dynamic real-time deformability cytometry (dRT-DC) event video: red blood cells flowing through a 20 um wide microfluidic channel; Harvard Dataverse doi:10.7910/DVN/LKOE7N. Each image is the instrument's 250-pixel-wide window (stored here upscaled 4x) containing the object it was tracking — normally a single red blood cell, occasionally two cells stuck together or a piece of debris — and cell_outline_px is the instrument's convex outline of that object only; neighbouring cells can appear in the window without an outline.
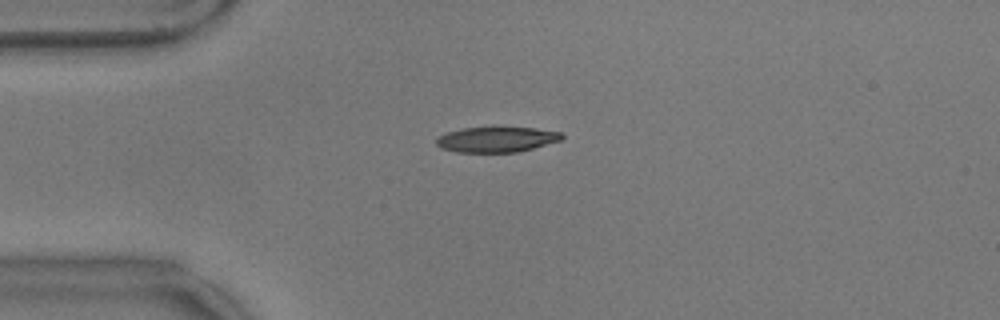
{"species": "common noctule bat (a hibernating species)", "species_latin": "Nyctalus noctula", "temperature_condition": "warm", "stored_images_in_passage": 58, "camera_frame_rate_fps": 3000, "um_per_image_px": 0.085, "animal": {"sex": "male", "body_mass_g": 17.9}, "frame": {"image": 1, "passage_image": 14, "time_ms": 4.333, "image_size_px": [1000, 320], "cell_outline_px": [[564, 136], [560, 140], [532, 148], [516, 152], [456, 152], [440, 148], [436, 144], [436, 140], [440, 136], [448, 132], [464, 128], [536, 128], [564, 132]], "centroid_in_image_um": [42.22, 11.86], "position_along_channel_um": 42.8, "area_um2": 18.26}}
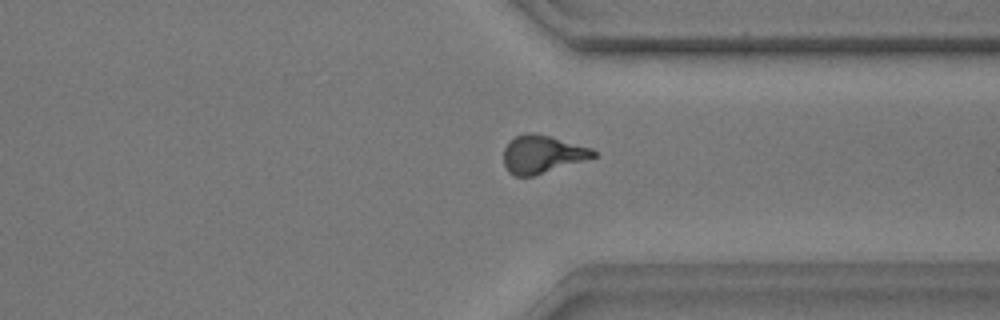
{"frame": {"image": 2, "passage_image": 43, "time_ms": 14.0, "image_size_px": [1000, 320], "cell_outline_px": [[596, 156], [532, 176], [516, 176], [508, 172], [504, 164], [504, 148], [516, 136], [524, 132], [532, 132], [552, 136], [592, 148], [596, 152]], "centroid_in_image_um": [46.07, 13.09], "position_along_channel_um": 365.3, "area_um2": 19.59}}
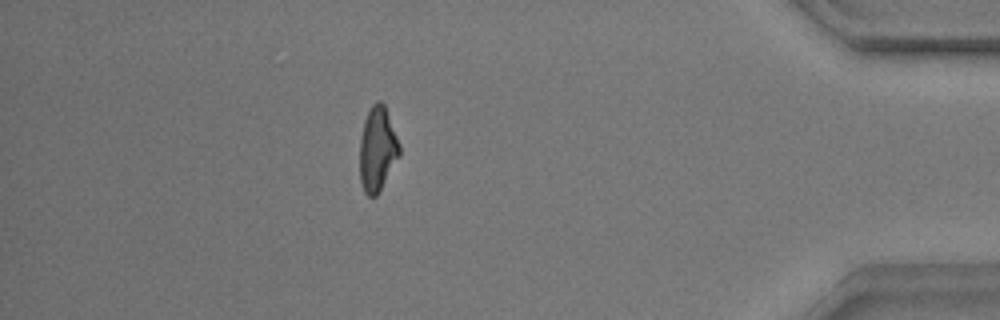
{"frame": {"image": 3, "passage_image": 50, "time_ms": 16.333, "image_size_px": [1000, 320], "cell_outline_px": [[400, 156], [376, 196], [368, 196], [364, 192], [360, 180], [360, 136], [364, 120], [372, 104], [376, 100], [380, 100], [384, 104], [400, 144]], "centroid_in_image_um": [32.08, 12.66], "position_along_channel_um": 403.1, "area_um2": 19.54}, "authors_computed_cell_mechanics": {"area_um2": 19.4786, "velocity_mm_per_s": 3.5411, "shape_relaxation_time_tau1_ms": 6.0392, "shape_relaxation_time_tau2_ms": 2.3047, "deformation_change_tau1": 0.2031, "deformation_change_tau2": 0.1117}}